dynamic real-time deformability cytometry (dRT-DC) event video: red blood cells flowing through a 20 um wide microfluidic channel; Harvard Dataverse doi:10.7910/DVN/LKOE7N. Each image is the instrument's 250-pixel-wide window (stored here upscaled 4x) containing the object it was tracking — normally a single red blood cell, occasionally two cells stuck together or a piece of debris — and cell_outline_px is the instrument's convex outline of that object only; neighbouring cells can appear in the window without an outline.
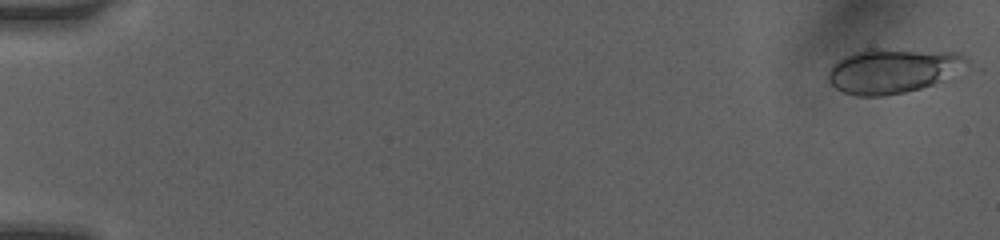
{"species": "human", "species_latin": "Homo sapiens", "temperature_condition": "room temperature", "stored_images_in_passage": 42, "camera_frame_rate_fps": 3000, "um_per_image_px": 0.085, "donor": {"sex": "female"}, "frame": {"image": 1, "passage_image": 1, "time_ms": 0.0, "image_size_px": [1000, 240], "cell_outline_px": [[984, 68], [920, 88], [904, 92], [884, 96], [856, 96], [844, 92], [836, 88], [828, 80], [828, 72], [832, 64], [844, 56], [864, 48], [884, 48], [960, 52], [968, 56]], "centroid_in_image_um": [76.19, 5.98], "position_along_channel_um": 8.8, "area_um2": 38.32}}
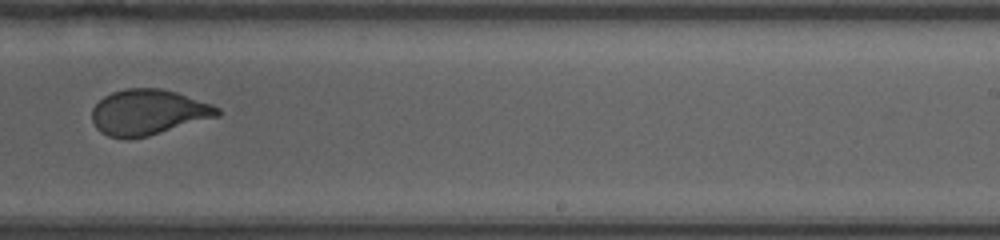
{"frame": {"image": 2, "passage_image": 22, "time_ms": 10.667, "image_size_px": [1000, 240], "cell_outline_px": [[220, 116], [148, 136], [128, 140], [124, 140], [108, 136], [100, 132], [96, 128], [92, 120], [92, 108], [104, 96], [112, 92], [124, 88], [160, 88], [176, 92], [212, 104], [220, 108]], "centroid_in_image_um": [12.58, 9.55], "position_along_channel_um": 276.4, "area_um2": 33.58}}
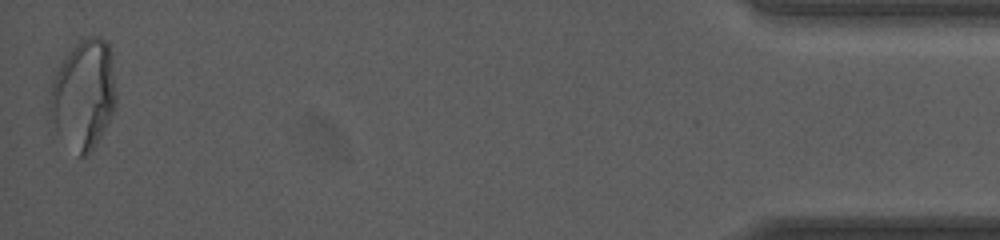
{"frame": {"image": 3, "passage_image": 41, "time_ms": 16.333, "image_size_px": [1000, 240], "cell_outline_px": [[116, 104], [100, 136], [88, 156], [80, 156], [48, 120], [48, 100], [52, 80], [56, 68], [68, 52], [80, 40], [88, 36], [96, 36], [108, 40], [112, 52], [116, 92]], "centroid_in_image_um": [7.09, 7.96], "position_along_channel_um": 428.1, "area_um2": 42.54}, "authors_computed_cell_mechanics": {"area_um2": 34.2465, "velocity_mm_per_s": 4.1255, "shape_relaxation_time_tau1_ms": 9.0723, "shape_relaxation_time_tau2_ms": null, "deformation_change_tau1": 0.2083, "deformation_change_tau2": null}}